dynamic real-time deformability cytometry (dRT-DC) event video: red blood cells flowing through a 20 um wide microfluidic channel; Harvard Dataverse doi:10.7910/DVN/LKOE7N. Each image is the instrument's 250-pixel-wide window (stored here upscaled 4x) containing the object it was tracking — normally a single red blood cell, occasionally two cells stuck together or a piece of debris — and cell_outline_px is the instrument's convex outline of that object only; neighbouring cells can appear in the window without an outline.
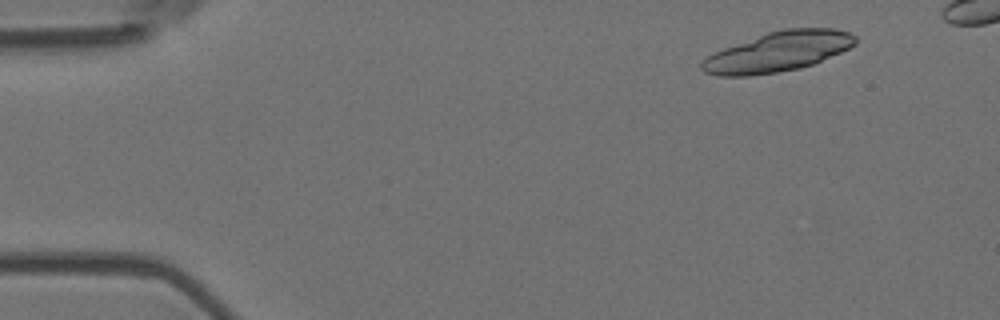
{"species": "Egyptian fruit bat (a non-hibernating species)", "species_latin": "Rousettus aegyptiacus", "temperature_condition": "room temperature", "stored_images_in_passage": 5, "segment_of_instrument_passage": [1, 2], "camera_frame_rate_fps": 3000, "um_per_image_px": 0.085, "animal": {"sex": "female"}, "frame": {"image": 1, "passage_image": 1, "time_ms": 0.0, "image_size_px": [1000, 320], "cell_outline_px": [[856, 44], [840, 52], [812, 64], [800, 68], [776, 72], [748, 76], [720, 76], [704, 72], [700, 68], [700, 64], [708, 56], [724, 48], [768, 32], [784, 28], [836, 28], [848, 32], [856, 36]], "centroid_in_image_um": [66.14, 4.39], "position_along_channel_um": 18.9, "area_um2": 35.32}}